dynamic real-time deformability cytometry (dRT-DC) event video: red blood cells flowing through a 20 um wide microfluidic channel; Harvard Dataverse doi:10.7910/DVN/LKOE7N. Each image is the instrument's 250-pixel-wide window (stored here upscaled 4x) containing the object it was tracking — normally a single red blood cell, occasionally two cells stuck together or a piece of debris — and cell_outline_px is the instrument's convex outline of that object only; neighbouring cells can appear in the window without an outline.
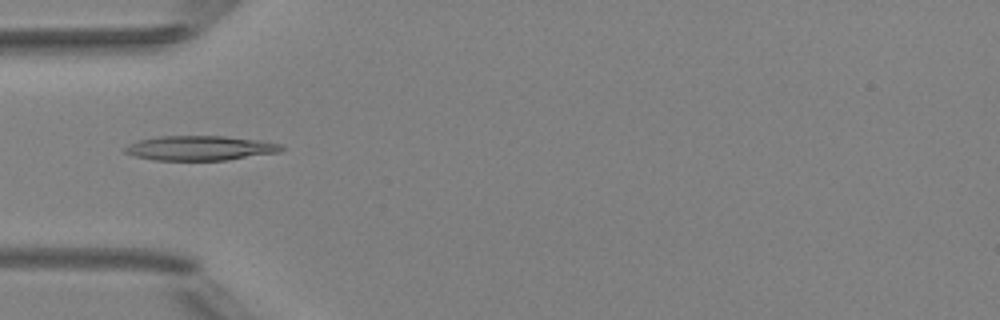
{"species": "Egyptian fruit bat (a non-hibernating species)", "species_latin": "Rousettus aegyptiacus", "temperature_condition": "room temperature", "stored_images_in_passage": 6, "camera_frame_rate_fps": 3000, "um_per_image_px": 0.085, "animal": {"sex": "female"}, "frame": {"image": 1, "passage_image": 6, "time_ms": 5.333, "image_size_px": [1000, 320], "cell_outline_px": [[284, 148], [280, 152], [228, 160], [156, 160], [136, 156], [124, 152], [124, 148], [128, 144], [136, 140], [160, 136], [224, 136], [260, 140], [284, 144]], "centroid_in_image_um": [17.04, 12.58], "position_along_channel_um": 68.0, "area_um2": 22.6}}